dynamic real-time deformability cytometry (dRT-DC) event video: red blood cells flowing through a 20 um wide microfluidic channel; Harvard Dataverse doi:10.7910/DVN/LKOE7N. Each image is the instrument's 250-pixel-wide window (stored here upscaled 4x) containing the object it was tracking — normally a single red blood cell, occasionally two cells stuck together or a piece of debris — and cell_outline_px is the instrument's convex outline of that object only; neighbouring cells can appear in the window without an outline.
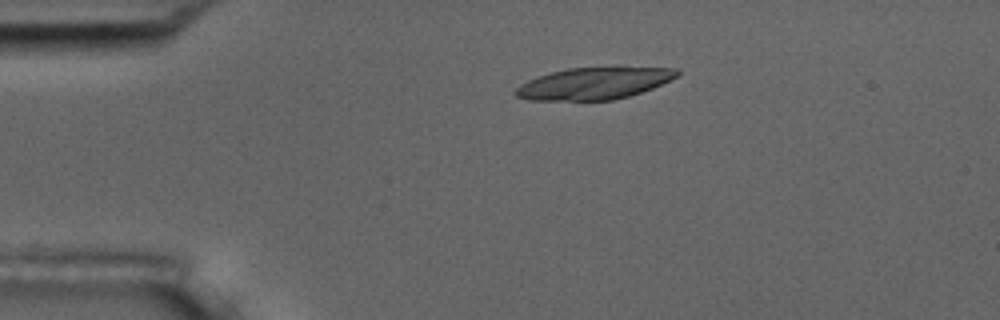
{"species": "common noctule bat (a hibernating species)", "species_latin": "Nyctalus noctula", "temperature_condition": "room temperature", "stored_images_in_passage": 4, "camera_frame_rate_fps": 3000, "um_per_image_px": 0.085, "animal": {"sex": "male", "body_mass_g": 17.5, "forearm_length_mm": 52.3}, "frame": {"image": 1, "passage_image": 3, "time_ms": 3.333, "image_size_px": [1000, 320], "cell_outline_px": [[680, 76], [652, 88], [628, 96], [612, 100], [528, 100], [516, 96], [512, 92], [520, 84], [536, 76], [568, 68], [616, 64], [624, 64], [676, 68], [680, 72]], "centroid_in_image_um": [50.57, 7.02], "position_along_channel_um": 34.4, "area_um2": 31.39}}